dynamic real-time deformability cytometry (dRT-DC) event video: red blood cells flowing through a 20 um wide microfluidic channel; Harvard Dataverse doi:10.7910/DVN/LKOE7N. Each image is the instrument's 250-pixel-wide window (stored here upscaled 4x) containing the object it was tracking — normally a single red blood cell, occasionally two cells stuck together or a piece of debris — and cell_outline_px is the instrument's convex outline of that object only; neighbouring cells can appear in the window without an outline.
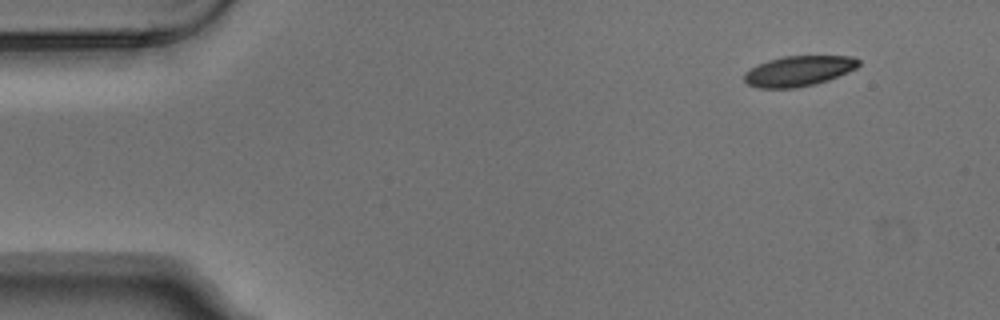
{"species": "Egyptian fruit bat (a non-hibernating species)", "species_latin": "Rousettus aegyptiacus", "temperature_condition": "warm", "stored_images_in_passage": 4, "camera_frame_rate_fps": 3000, "um_per_image_px": 0.085, "animal": {"sex": "male"}, "frame": {"image": 1, "passage_image": 1, "time_ms": 0.0, "image_size_px": [1000, 320], "cell_outline_px": [[860, 64], [856, 68], [848, 72], [828, 80], [816, 84], [796, 88], [760, 88], [748, 84], [744, 80], [744, 72], [768, 60], [784, 56], [852, 56], [860, 60]], "centroid_in_image_um": [67.91, 6.04], "position_along_channel_um": 17.1, "area_um2": 20.17}}
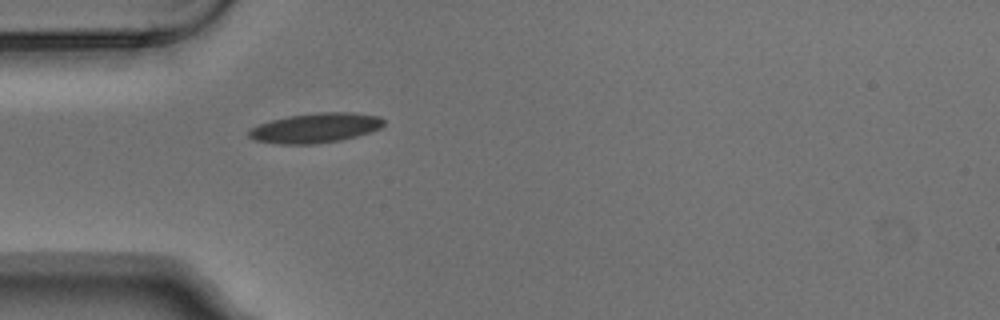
{"frame": {"image": 2, "passage_image": 4, "time_ms": 1.0, "image_size_px": [1000, 320], "cell_outline_px": [[384, 124], [380, 128], [356, 136], [340, 140], [316, 144], [280, 144], [256, 140], [248, 136], [248, 132], [252, 128], [260, 124], [272, 120], [288, 116], [316, 112], [356, 112], [380, 116], [384, 120]], "centroid_in_image_um": [26.84, 10.86], "position_along_channel_um": 58.2, "area_um2": 23.29}}